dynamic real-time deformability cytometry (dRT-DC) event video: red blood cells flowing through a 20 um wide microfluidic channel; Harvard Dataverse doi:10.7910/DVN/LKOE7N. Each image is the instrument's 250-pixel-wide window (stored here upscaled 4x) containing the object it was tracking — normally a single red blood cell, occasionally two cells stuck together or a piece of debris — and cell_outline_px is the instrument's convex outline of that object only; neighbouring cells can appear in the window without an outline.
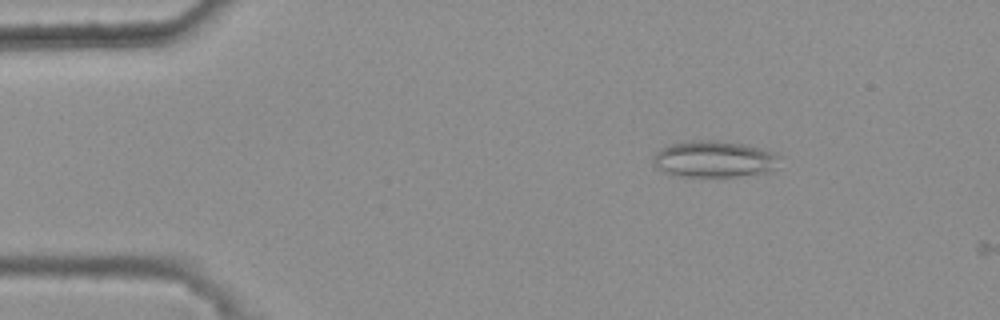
{"species": "common noctule bat (a hibernating species)", "species_latin": "Nyctalus noctula", "temperature_condition": "warm", "stored_images_in_passage": 4, "camera_frame_rate_fps": 3000, "um_per_image_px": 0.085, "animal": {"sex": "female", "body_mass_g": 25.1}, "frame": {"image": 1, "passage_image": 3, "time_ms": 0.667, "image_size_px": [1000, 320], "cell_outline_px": [[784, 156], [772, 168], [764, 172], [736, 176], [684, 176], [664, 172], [656, 168], [652, 160], [656, 152], [660, 148], [668, 144], [688, 140], [712, 140], [744, 144], [776, 152]], "centroid_in_image_um": [60.68, 13.5], "position_along_channel_um": 24.3, "area_um2": 26.88}}